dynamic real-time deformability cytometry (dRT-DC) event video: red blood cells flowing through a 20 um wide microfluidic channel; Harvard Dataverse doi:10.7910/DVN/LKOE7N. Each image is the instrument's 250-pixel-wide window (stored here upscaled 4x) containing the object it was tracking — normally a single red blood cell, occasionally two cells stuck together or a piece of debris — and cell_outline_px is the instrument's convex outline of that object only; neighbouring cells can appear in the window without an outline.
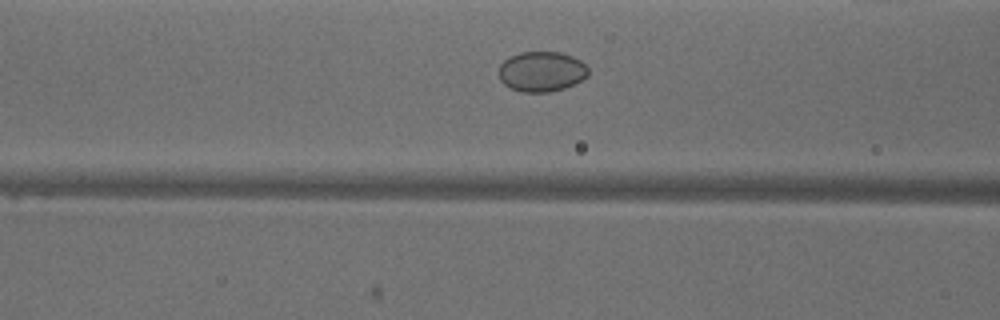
{"species": "common noctule bat (a hibernating species)", "species_latin": "Nyctalus noctula", "temperature_condition": "warm", "stored_images_in_passage": 39, "camera_frame_rate_fps": 3000, "um_per_image_px": 0.085, "animal": {"sex": "male", "body_mass_g": 18.8}, "frame": {"image": 1, "passage_image": 19, "time_ms": 6.0, "image_size_px": [1000, 320], "cell_outline_px": [[588, 76], [564, 88], [548, 92], [520, 92], [504, 84], [500, 80], [496, 72], [500, 64], [504, 60], [520, 52], [560, 52], [572, 56], [580, 60], [588, 68]], "centroid_in_image_um": [45.99, 6.08], "position_along_channel_um": 120.6, "area_um2": 20.98}}
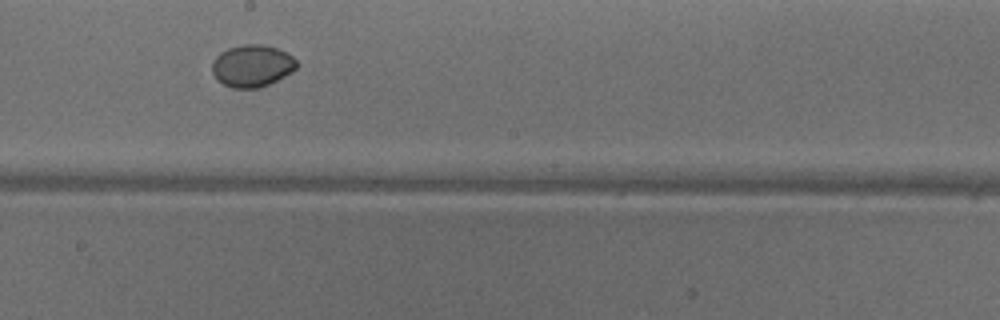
{"frame": {"image": 2, "passage_image": 27, "time_ms": 8.667, "image_size_px": [1000, 320], "cell_outline_px": [[296, 68], [284, 76], [268, 84], [256, 88], [232, 88], [216, 80], [212, 72], [212, 60], [220, 52], [228, 48], [244, 44], [264, 44], [276, 48], [292, 56], [296, 60]], "centroid_in_image_um": [21.38, 5.59], "position_along_channel_um": 226.8, "area_um2": 20.63}}
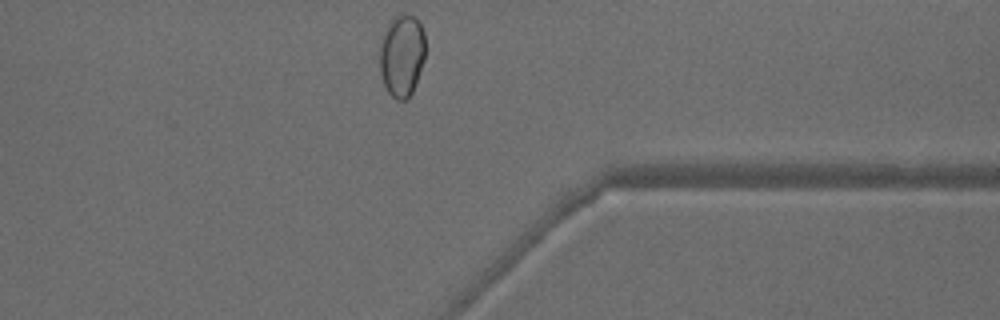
{"frame": {"image": 3, "passage_image": 39, "time_ms": 12.667, "image_size_px": [1000, 320], "cell_outline_px": [[424, 60], [412, 92], [404, 100], [396, 100], [388, 92], [384, 84], [380, 72], [380, 36], [392, 16], [400, 12], [408, 12], [420, 20], [424, 32]], "centroid_in_image_um": [34.14, 4.61], "position_along_channel_um": 377.3, "area_um2": 22.37}, "authors_computed_cell_mechanics": {"area_um2": 21.4438, "velocity_mm_per_s": 3.9758, "shape_relaxation_time_tau1_ms": 8.271, "shape_relaxation_time_tau2_ms": null, "deformation_change_tau1": 0.0822, "deformation_change_tau2": null}}